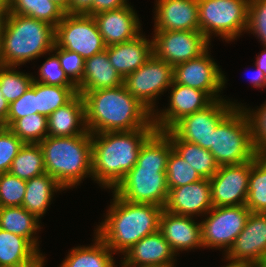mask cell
I'll list each match as a JSON object with an SVG mask.
<instances>
[{
	"instance_id": "cell-37",
	"label": "cell",
	"mask_w": 266,
	"mask_h": 267,
	"mask_svg": "<svg viewBox=\"0 0 266 267\" xmlns=\"http://www.w3.org/2000/svg\"><path fill=\"white\" fill-rule=\"evenodd\" d=\"M166 177L168 189L181 187L202 179L195 169L174 150L171 151L168 158Z\"/></svg>"
},
{
	"instance_id": "cell-26",
	"label": "cell",
	"mask_w": 266,
	"mask_h": 267,
	"mask_svg": "<svg viewBox=\"0 0 266 267\" xmlns=\"http://www.w3.org/2000/svg\"><path fill=\"white\" fill-rule=\"evenodd\" d=\"M65 190L56 179L48 173L26 181V192L22 207L41 220L58 191Z\"/></svg>"
},
{
	"instance_id": "cell-41",
	"label": "cell",
	"mask_w": 266,
	"mask_h": 267,
	"mask_svg": "<svg viewBox=\"0 0 266 267\" xmlns=\"http://www.w3.org/2000/svg\"><path fill=\"white\" fill-rule=\"evenodd\" d=\"M24 143L8 128L0 125V173L9 172Z\"/></svg>"
},
{
	"instance_id": "cell-35",
	"label": "cell",
	"mask_w": 266,
	"mask_h": 267,
	"mask_svg": "<svg viewBox=\"0 0 266 267\" xmlns=\"http://www.w3.org/2000/svg\"><path fill=\"white\" fill-rule=\"evenodd\" d=\"M8 128L27 144H39L48 136L47 117L39 113L16 119Z\"/></svg>"
},
{
	"instance_id": "cell-19",
	"label": "cell",
	"mask_w": 266,
	"mask_h": 267,
	"mask_svg": "<svg viewBox=\"0 0 266 267\" xmlns=\"http://www.w3.org/2000/svg\"><path fill=\"white\" fill-rule=\"evenodd\" d=\"M104 44H120L135 39L140 35L141 23L131 4L114 10L93 15Z\"/></svg>"
},
{
	"instance_id": "cell-49",
	"label": "cell",
	"mask_w": 266,
	"mask_h": 267,
	"mask_svg": "<svg viewBox=\"0 0 266 267\" xmlns=\"http://www.w3.org/2000/svg\"><path fill=\"white\" fill-rule=\"evenodd\" d=\"M264 49L260 52L259 55L256 57L255 65L261 69L262 71H266V46L263 47Z\"/></svg>"
},
{
	"instance_id": "cell-1",
	"label": "cell",
	"mask_w": 266,
	"mask_h": 267,
	"mask_svg": "<svg viewBox=\"0 0 266 267\" xmlns=\"http://www.w3.org/2000/svg\"><path fill=\"white\" fill-rule=\"evenodd\" d=\"M172 150L170 138L156 130L142 144L136 164L113 192L130 203L164 207L169 194L166 166Z\"/></svg>"
},
{
	"instance_id": "cell-8",
	"label": "cell",
	"mask_w": 266,
	"mask_h": 267,
	"mask_svg": "<svg viewBox=\"0 0 266 267\" xmlns=\"http://www.w3.org/2000/svg\"><path fill=\"white\" fill-rule=\"evenodd\" d=\"M199 31L211 42L214 35L232 42L246 32L249 0H197Z\"/></svg>"
},
{
	"instance_id": "cell-14",
	"label": "cell",
	"mask_w": 266,
	"mask_h": 267,
	"mask_svg": "<svg viewBox=\"0 0 266 267\" xmlns=\"http://www.w3.org/2000/svg\"><path fill=\"white\" fill-rule=\"evenodd\" d=\"M153 53L173 67L199 57L211 42L200 31H154Z\"/></svg>"
},
{
	"instance_id": "cell-42",
	"label": "cell",
	"mask_w": 266,
	"mask_h": 267,
	"mask_svg": "<svg viewBox=\"0 0 266 267\" xmlns=\"http://www.w3.org/2000/svg\"><path fill=\"white\" fill-rule=\"evenodd\" d=\"M52 50L58 55L61 68L67 77L78 86L82 82L85 59L76 52L68 51L54 44Z\"/></svg>"
},
{
	"instance_id": "cell-39",
	"label": "cell",
	"mask_w": 266,
	"mask_h": 267,
	"mask_svg": "<svg viewBox=\"0 0 266 267\" xmlns=\"http://www.w3.org/2000/svg\"><path fill=\"white\" fill-rule=\"evenodd\" d=\"M26 181L10 172L0 173V207L22 206Z\"/></svg>"
},
{
	"instance_id": "cell-3",
	"label": "cell",
	"mask_w": 266,
	"mask_h": 267,
	"mask_svg": "<svg viewBox=\"0 0 266 267\" xmlns=\"http://www.w3.org/2000/svg\"><path fill=\"white\" fill-rule=\"evenodd\" d=\"M155 131L141 128L91 134L92 180L112 191L136 164L142 144Z\"/></svg>"
},
{
	"instance_id": "cell-21",
	"label": "cell",
	"mask_w": 266,
	"mask_h": 267,
	"mask_svg": "<svg viewBox=\"0 0 266 267\" xmlns=\"http://www.w3.org/2000/svg\"><path fill=\"white\" fill-rule=\"evenodd\" d=\"M197 0H156L154 31H199Z\"/></svg>"
},
{
	"instance_id": "cell-33",
	"label": "cell",
	"mask_w": 266,
	"mask_h": 267,
	"mask_svg": "<svg viewBox=\"0 0 266 267\" xmlns=\"http://www.w3.org/2000/svg\"><path fill=\"white\" fill-rule=\"evenodd\" d=\"M245 206L251 212L266 213V154L253 158Z\"/></svg>"
},
{
	"instance_id": "cell-13",
	"label": "cell",
	"mask_w": 266,
	"mask_h": 267,
	"mask_svg": "<svg viewBox=\"0 0 266 267\" xmlns=\"http://www.w3.org/2000/svg\"><path fill=\"white\" fill-rule=\"evenodd\" d=\"M208 50L210 47L199 57L175 65L173 81L205 91L213 100L222 99L227 78Z\"/></svg>"
},
{
	"instance_id": "cell-47",
	"label": "cell",
	"mask_w": 266,
	"mask_h": 267,
	"mask_svg": "<svg viewBox=\"0 0 266 267\" xmlns=\"http://www.w3.org/2000/svg\"><path fill=\"white\" fill-rule=\"evenodd\" d=\"M10 103L5 99L0 89V125L7 127V116Z\"/></svg>"
},
{
	"instance_id": "cell-44",
	"label": "cell",
	"mask_w": 266,
	"mask_h": 267,
	"mask_svg": "<svg viewBox=\"0 0 266 267\" xmlns=\"http://www.w3.org/2000/svg\"><path fill=\"white\" fill-rule=\"evenodd\" d=\"M35 113H37L36 81H33L32 85L22 96L10 103L7 116V127H9L16 119Z\"/></svg>"
},
{
	"instance_id": "cell-43",
	"label": "cell",
	"mask_w": 266,
	"mask_h": 267,
	"mask_svg": "<svg viewBox=\"0 0 266 267\" xmlns=\"http://www.w3.org/2000/svg\"><path fill=\"white\" fill-rule=\"evenodd\" d=\"M246 32L256 35L266 46V0H249Z\"/></svg>"
},
{
	"instance_id": "cell-29",
	"label": "cell",
	"mask_w": 266,
	"mask_h": 267,
	"mask_svg": "<svg viewBox=\"0 0 266 267\" xmlns=\"http://www.w3.org/2000/svg\"><path fill=\"white\" fill-rule=\"evenodd\" d=\"M39 221L22 206L0 207V228L26 238L40 252L37 238L41 229Z\"/></svg>"
},
{
	"instance_id": "cell-53",
	"label": "cell",
	"mask_w": 266,
	"mask_h": 267,
	"mask_svg": "<svg viewBox=\"0 0 266 267\" xmlns=\"http://www.w3.org/2000/svg\"><path fill=\"white\" fill-rule=\"evenodd\" d=\"M222 267H256L254 264H249V263H233L229 262L227 265L222 266Z\"/></svg>"
},
{
	"instance_id": "cell-51",
	"label": "cell",
	"mask_w": 266,
	"mask_h": 267,
	"mask_svg": "<svg viewBox=\"0 0 266 267\" xmlns=\"http://www.w3.org/2000/svg\"><path fill=\"white\" fill-rule=\"evenodd\" d=\"M45 255L42 254L36 261H34L33 263H31L30 265H27L25 267H45L44 263L46 262L45 261Z\"/></svg>"
},
{
	"instance_id": "cell-46",
	"label": "cell",
	"mask_w": 266,
	"mask_h": 267,
	"mask_svg": "<svg viewBox=\"0 0 266 267\" xmlns=\"http://www.w3.org/2000/svg\"><path fill=\"white\" fill-rule=\"evenodd\" d=\"M128 4V0H93V15L118 8Z\"/></svg>"
},
{
	"instance_id": "cell-23",
	"label": "cell",
	"mask_w": 266,
	"mask_h": 267,
	"mask_svg": "<svg viewBox=\"0 0 266 267\" xmlns=\"http://www.w3.org/2000/svg\"><path fill=\"white\" fill-rule=\"evenodd\" d=\"M141 33L135 39L107 46L109 61L124 79L141 67L153 53V39Z\"/></svg>"
},
{
	"instance_id": "cell-4",
	"label": "cell",
	"mask_w": 266,
	"mask_h": 267,
	"mask_svg": "<svg viewBox=\"0 0 266 267\" xmlns=\"http://www.w3.org/2000/svg\"><path fill=\"white\" fill-rule=\"evenodd\" d=\"M112 193L104 221L94 231L114 254L123 255L143 237L159 231L164 207L130 203Z\"/></svg>"
},
{
	"instance_id": "cell-50",
	"label": "cell",
	"mask_w": 266,
	"mask_h": 267,
	"mask_svg": "<svg viewBox=\"0 0 266 267\" xmlns=\"http://www.w3.org/2000/svg\"><path fill=\"white\" fill-rule=\"evenodd\" d=\"M11 0H0V15L4 16L10 8Z\"/></svg>"
},
{
	"instance_id": "cell-18",
	"label": "cell",
	"mask_w": 266,
	"mask_h": 267,
	"mask_svg": "<svg viewBox=\"0 0 266 267\" xmlns=\"http://www.w3.org/2000/svg\"><path fill=\"white\" fill-rule=\"evenodd\" d=\"M212 208L210 179L205 178L169 189L168 199L164 206V209L170 213L190 217H204Z\"/></svg>"
},
{
	"instance_id": "cell-30",
	"label": "cell",
	"mask_w": 266,
	"mask_h": 267,
	"mask_svg": "<svg viewBox=\"0 0 266 267\" xmlns=\"http://www.w3.org/2000/svg\"><path fill=\"white\" fill-rule=\"evenodd\" d=\"M163 132L170 138L173 150L188 162L201 178L210 179L217 172L219 166L209 150L179 139L170 129Z\"/></svg>"
},
{
	"instance_id": "cell-28",
	"label": "cell",
	"mask_w": 266,
	"mask_h": 267,
	"mask_svg": "<svg viewBox=\"0 0 266 267\" xmlns=\"http://www.w3.org/2000/svg\"><path fill=\"white\" fill-rule=\"evenodd\" d=\"M94 234L92 245L73 247L59 267H117L112 250Z\"/></svg>"
},
{
	"instance_id": "cell-2",
	"label": "cell",
	"mask_w": 266,
	"mask_h": 267,
	"mask_svg": "<svg viewBox=\"0 0 266 267\" xmlns=\"http://www.w3.org/2000/svg\"><path fill=\"white\" fill-rule=\"evenodd\" d=\"M85 123L91 134L155 128L153 113L134 98L124 84L82 95Z\"/></svg>"
},
{
	"instance_id": "cell-9",
	"label": "cell",
	"mask_w": 266,
	"mask_h": 267,
	"mask_svg": "<svg viewBox=\"0 0 266 267\" xmlns=\"http://www.w3.org/2000/svg\"><path fill=\"white\" fill-rule=\"evenodd\" d=\"M251 211L245 205L213 207L201 221L203 248L229 251Z\"/></svg>"
},
{
	"instance_id": "cell-22",
	"label": "cell",
	"mask_w": 266,
	"mask_h": 267,
	"mask_svg": "<svg viewBox=\"0 0 266 267\" xmlns=\"http://www.w3.org/2000/svg\"><path fill=\"white\" fill-rule=\"evenodd\" d=\"M195 221L194 217L162 211L159 231L176 255L180 251L203 248L201 222Z\"/></svg>"
},
{
	"instance_id": "cell-20",
	"label": "cell",
	"mask_w": 266,
	"mask_h": 267,
	"mask_svg": "<svg viewBox=\"0 0 266 267\" xmlns=\"http://www.w3.org/2000/svg\"><path fill=\"white\" fill-rule=\"evenodd\" d=\"M121 267H176V254L160 231L143 237L123 254Z\"/></svg>"
},
{
	"instance_id": "cell-40",
	"label": "cell",
	"mask_w": 266,
	"mask_h": 267,
	"mask_svg": "<svg viewBox=\"0 0 266 267\" xmlns=\"http://www.w3.org/2000/svg\"><path fill=\"white\" fill-rule=\"evenodd\" d=\"M52 53V55L50 54ZM50 56L38 69V76H33V81L45 85L54 86H76L65 74L61 68L58 55L52 50L48 53Z\"/></svg>"
},
{
	"instance_id": "cell-5",
	"label": "cell",
	"mask_w": 266,
	"mask_h": 267,
	"mask_svg": "<svg viewBox=\"0 0 266 267\" xmlns=\"http://www.w3.org/2000/svg\"><path fill=\"white\" fill-rule=\"evenodd\" d=\"M55 44V27L24 15L6 13L0 31V64L21 66L43 57Z\"/></svg>"
},
{
	"instance_id": "cell-17",
	"label": "cell",
	"mask_w": 266,
	"mask_h": 267,
	"mask_svg": "<svg viewBox=\"0 0 266 267\" xmlns=\"http://www.w3.org/2000/svg\"><path fill=\"white\" fill-rule=\"evenodd\" d=\"M223 260L257 265L266 259V213L251 212Z\"/></svg>"
},
{
	"instance_id": "cell-15",
	"label": "cell",
	"mask_w": 266,
	"mask_h": 267,
	"mask_svg": "<svg viewBox=\"0 0 266 267\" xmlns=\"http://www.w3.org/2000/svg\"><path fill=\"white\" fill-rule=\"evenodd\" d=\"M253 160L219 166L210 178L213 207L245 205Z\"/></svg>"
},
{
	"instance_id": "cell-38",
	"label": "cell",
	"mask_w": 266,
	"mask_h": 267,
	"mask_svg": "<svg viewBox=\"0 0 266 267\" xmlns=\"http://www.w3.org/2000/svg\"><path fill=\"white\" fill-rule=\"evenodd\" d=\"M250 123L252 145L256 154H266V101L257 109L240 104Z\"/></svg>"
},
{
	"instance_id": "cell-56",
	"label": "cell",
	"mask_w": 266,
	"mask_h": 267,
	"mask_svg": "<svg viewBox=\"0 0 266 267\" xmlns=\"http://www.w3.org/2000/svg\"><path fill=\"white\" fill-rule=\"evenodd\" d=\"M264 82H265V87H266V71L264 72Z\"/></svg>"
},
{
	"instance_id": "cell-16",
	"label": "cell",
	"mask_w": 266,
	"mask_h": 267,
	"mask_svg": "<svg viewBox=\"0 0 266 267\" xmlns=\"http://www.w3.org/2000/svg\"><path fill=\"white\" fill-rule=\"evenodd\" d=\"M169 88V106L160 111L156 108L157 111L153 113V124L157 131L170 129L182 117L202 110L214 101L205 91L174 81Z\"/></svg>"
},
{
	"instance_id": "cell-27",
	"label": "cell",
	"mask_w": 266,
	"mask_h": 267,
	"mask_svg": "<svg viewBox=\"0 0 266 267\" xmlns=\"http://www.w3.org/2000/svg\"><path fill=\"white\" fill-rule=\"evenodd\" d=\"M42 254L26 238L0 228V267H25Z\"/></svg>"
},
{
	"instance_id": "cell-45",
	"label": "cell",
	"mask_w": 266,
	"mask_h": 267,
	"mask_svg": "<svg viewBox=\"0 0 266 267\" xmlns=\"http://www.w3.org/2000/svg\"><path fill=\"white\" fill-rule=\"evenodd\" d=\"M65 13L93 16V0H69V9Z\"/></svg>"
},
{
	"instance_id": "cell-55",
	"label": "cell",
	"mask_w": 266,
	"mask_h": 267,
	"mask_svg": "<svg viewBox=\"0 0 266 267\" xmlns=\"http://www.w3.org/2000/svg\"><path fill=\"white\" fill-rule=\"evenodd\" d=\"M2 20H3V16L0 15V31H1V26H2Z\"/></svg>"
},
{
	"instance_id": "cell-34",
	"label": "cell",
	"mask_w": 266,
	"mask_h": 267,
	"mask_svg": "<svg viewBox=\"0 0 266 267\" xmlns=\"http://www.w3.org/2000/svg\"><path fill=\"white\" fill-rule=\"evenodd\" d=\"M77 93V86H54L36 82L37 113L48 117Z\"/></svg>"
},
{
	"instance_id": "cell-32",
	"label": "cell",
	"mask_w": 266,
	"mask_h": 267,
	"mask_svg": "<svg viewBox=\"0 0 266 267\" xmlns=\"http://www.w3.org/2000/svg\"><path fill=\"white\" fill-rule=\"evenodd\" d=\"M9 172L25 181L46 173L40 145L24 143L14 158Z\"/></svg>"
},
{
	"instance_id": "cell-10",
	"label": "cell",
	"mask_w": 266,
	"mask_h": 267,
	"mask_svg": "<svg viewBox=\"0 0 266 267\" xmlns=\"http://www.w3.org/2000/svg\"><path fill=\"white\" fill-rule=\"evenodd\" d=\"M55 44L84 59L105 50L102 35L93 16L65 13L55 27Z\"/></svg>"
},
{
	"instance_id": "cell-7",
	"label": "cell",
	"mask_w": 266,
	"mask_h": 267,
	"mask_svg": "<svg viewBox=\"0 0 266 267\" xmlns=\"http://www.w3.org/2000/svg\"><path fill=\"white\" fill-rule=\"evenodd\" d=\"M218 166L246 163L255 157L250 123L241 106H236L212 132L211 149Z\"/></svg>"
},
{
	"instance_id": "cell-52",
	"label": "cell",
	"mask_w": 266,
	"mask_h": 267,
	"mask_svg": "<svg viewBox=\"0 0 266 267\" xmlns=\"http://www.w3.org/2000/svg\"><path fill=\"white\" fill-rule=\"evenodd\" d=\"M61 7L65 12L69 9V0H51Z\"/></svg>"
},
{
	"instance_id": "cell-48",
	"label": "cell",
	"mask_w": 266,
	"mask_h": 267,
	"mask_svg": "<svg viewBox=\"0 0 266 267\" xmlns=\"http://www.w3.org/2000/svg\"><path fill=\"white\" fill-rule=\"evenodd\" d=\"M256 69L251 73V78H250V83L253 85L255 88H265V82H264V71L259 69L255 65Z\"/></svg>"
},
{
	"instance_id": "cell-6",
	"label": "cell",
	"mask_w": 266,
	"mask_h": 267,
	"mask_svg": "<svg viewBox=\"0 0 266 267\" xmlns=\"http://www.w3.org/2000/svg\"><path fill=\"white\" fill-rule=\"evenodd\" d=\"M39 145L46 173L65 190L80 185L84 178L92 176V141L89 131L71 137L47 136Z\"/></svg>"
},
{
	"instance_id": "cell-31",
	"label": "cell",
	"mask_w": 266,
	"mask_h": 267,
	"mask_svg": "<svg viewBox=\"0 0 266 267\" xmlns=\"http://www.w3.org/2000/svg\"><path fill=\"white\" fill-rule=\"evenodd\" d=\"M7 13L28 16L56 27L65 11L51 0H11Z\"/></svg>"
},
{
	"instance_id": "cell-11",
	"label": "cell",
	"mask_w": 266,
	"mask_h": 267,
	"mask_svg": "<svg viewBox=\"0 0 266 267\" xmlns=\"http://www.w3.org/2000/svg\"><path fill=\"white\" fill-rule=\"evenodd\" d=\"M173 83V66L154 54L136 71L123 79L127 91L152 113L156 111V100ZM156 105V106H155Z\"/></svg>"
},
{
	"instance_id": "cell-54",
	"label": "cell",
	"mask_w": 266,
	"mask_h": 267,
	"mask_svg": "<svg viewBox=\"0 0 266 267\" xmlns=\"http://www.w3.org/2000/svg\"><path fill=\"white\" fill-rule=\"evenodd\" d=\"M256 267H266V259L263 262L257 264Z\"/></svg>"
},
{
	"instance_id": "cell-25",
	"label": "cell",
	"mask_w": 266,
	"mask_h": 267,
	"mask_svg": "<svg viewBox=\"0 0 266 267\" xmlns=\"http://www.w3.org/2000/svg\"><path fill=\"white\" fill-rule=\"evenodd\" d=\"M122 84V76L112 66L108 53L104 50L85 59L84 75L77 89L83 95L88 91L115 88Z\"/></svg>"
},
{
	"instance_id": "cell-12",
	"label": "cell",
	"mask_w": 266,
	"mask_h": 267,
	"mask_svg": "<svg viewBox=\"0 0 266 267\" xmlns=\"http://www.w3.org/2000/svg\"><path fill=\"white\" fill-rule=\"evenodd\" d=\"M236 106L240 104L225 97L214 100L206 108L182 117L170 130L179 139L210 150L212 132Z\"/></svg>"
},
{
	"instance_id": "cell-36",
	"label": "cell",
	"mask_w": 266,
	"mask_h": 267,
	"mask_svg": "<svg viewBox=\"0 0 266 267\" xmlns=\"http://www.w3.org/2000/svg\"><path fill=\"white\" fill-rule=\"evenodd\" d=\"M17 66L0 64V89L11 103L22 96L33 83V74L16 70Z\"/></svg>"
},
{
	"instance_id": "cell-24",
	"label": "cell",
	"mask_w": 266,
	"mask_h": 267,
	"mask_svg": "<svg viewBox=\"0 0 266 267\" xmlns=\"http://www.w3.org/2000/svg\"><path fill=\"white\" fill-rule=\"evenodd\" d=\"M48 136L71 137L83 135L88 130L85 123V103L77 93L68 103L47 117Z\"/></svg>"
}]
</instances>
